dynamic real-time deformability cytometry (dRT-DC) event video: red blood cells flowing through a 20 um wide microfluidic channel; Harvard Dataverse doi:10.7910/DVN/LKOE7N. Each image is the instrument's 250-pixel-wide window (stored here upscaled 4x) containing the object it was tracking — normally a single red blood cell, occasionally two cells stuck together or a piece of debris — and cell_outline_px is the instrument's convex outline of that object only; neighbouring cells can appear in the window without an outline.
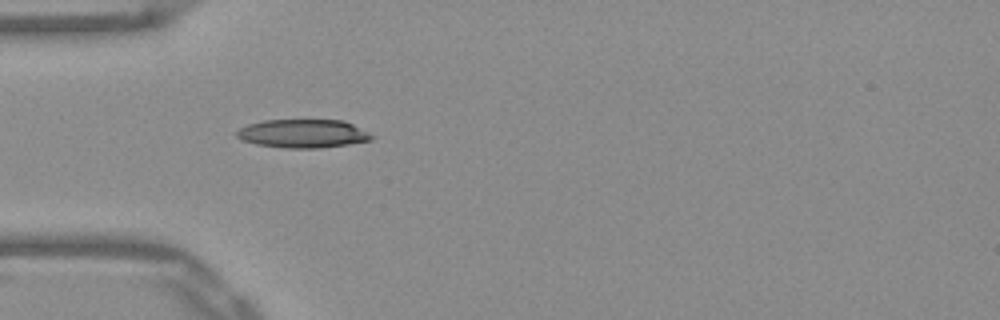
{"species": "Egyptian fruit bat (a non-hibernating species)", "species_latin": "Rousettus aegyptiacus", "temperature_condition": "warm", "stored_images_in_passage": 37, "camera_frame_rate_fps": 3000, "um_per_image_px": 0.085, "frame": {"image": 1, "passage_image": 1, "time_ms": 0.0, "image_size_px": [1000, 320], "cell_outline_px": [[376, 136], [372, 140], [348, 144], [320, 148], [288, 148], [256, 144], [244, 140], [236, 136], [236, 132], [240, 128], [248, 124], [264, 120], [344, 120]], "centroid_in_image_um": [25.78, 11.35], "position_along_channel_um": 59.2, "area_um2": 22.31}}
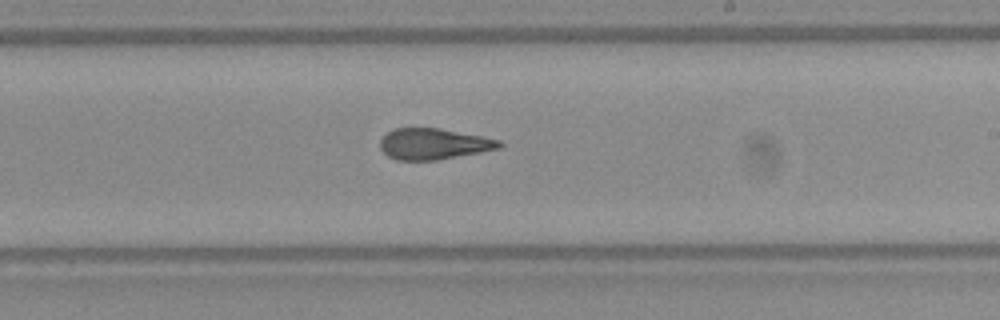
{"frame": {"image": 2, "passage_image": 16, "time_ms": 5.0, "image_size_px": [1000, 320], "cell_outline_px": [[504, 144], [500, 148], [480, 152], [436, 160], [396, 160], [388, 156], [380, 148], [380, 140], [388, 132], [396, 128], [440, 128], [500, 140]], "centroid_in_image_um": [36.85, 12.23], "position_along_channel_um": 252.2, "area_um2": 21.39}}
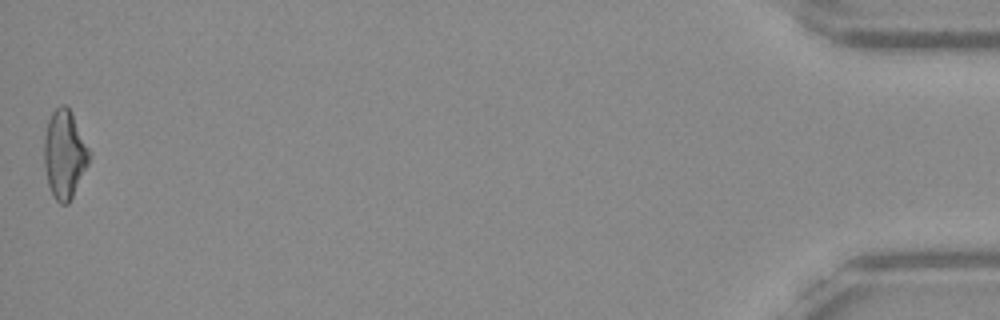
{"frame": {"image": 3, "passage_image": 37, "time_ms": 12.0, "image_size_px": [1000, 320], "cell_outline_px": [[88, 164], [68, 204], [60, 204], [56, 200], [48, 184], [44, 164], [44, 136], [48, 120], [52, 112], [60, 104], [64, 104], [72, 112], [88, 148]], "centroid_in_image_um": [5.45, 13.09], "position_along_channel_um": 429.7, "area_um2": 22.77}, "authors_computed_cell_mechanics": {"area_um2": 22.1952, "velocity_mm_per_s": 3.9084, "shape_relaxation_time_tau1_ms": 5.6302, "shape_relaxation_time_tau2_ms": 1.7499, "deformation_change_tau1": 0.2112, "deformation_change_tau2": 0.1192}}